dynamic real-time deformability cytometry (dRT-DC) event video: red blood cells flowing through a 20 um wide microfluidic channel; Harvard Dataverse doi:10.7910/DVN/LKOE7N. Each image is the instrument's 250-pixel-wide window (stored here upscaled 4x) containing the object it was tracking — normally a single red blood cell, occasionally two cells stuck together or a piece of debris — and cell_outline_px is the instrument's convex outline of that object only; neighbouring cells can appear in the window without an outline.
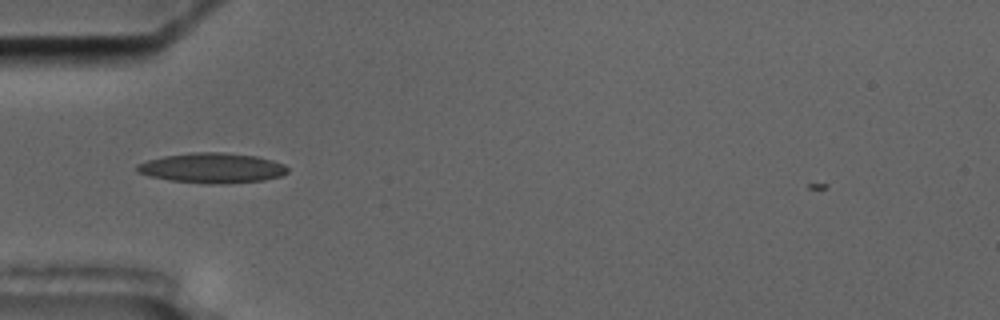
{"species": "common noctule bat (a hibernating species)", "species_latin": "Nyctalus noctula", "temperature_condition": "cold", "stored_images_in_passage": 7, "camera_frame_rate_fps": 3000, "um_per_image_px": 0.085, "animal": {"sex": "male", "body_mass_g": 17.5, "forearm_length_mm": 52.3}, "frame": {"image": 1, "passage_image": 1, "time_ms": 0.0, "image_size_px": [1000, 320], "cell_outline_px": [[288, 172], [280, 176], [264, 180], [220, 184], [208, 184], [172, 180], [152, 176], [136, 172], [136, 164], [148, 160], [164, 156], [192, 152], [224, 152], [256, 156], [272, 160], [284, 164], [288, 168]], "centroid_in_image_um": [18.04, 14.27], "position_along_channel_um": 67.0, "area_um2": 26.3}}
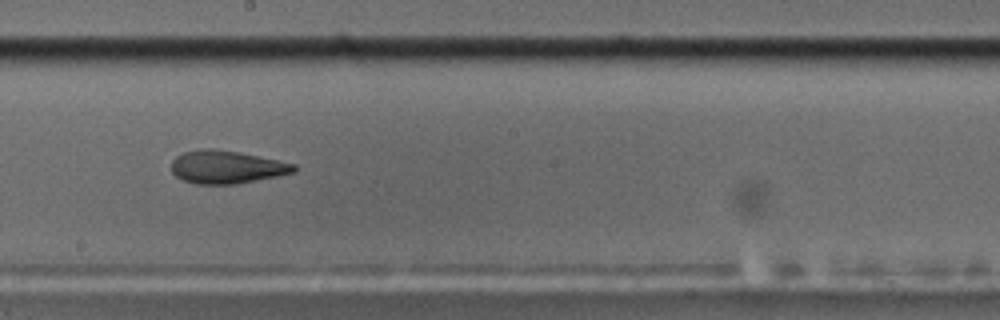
{"frame": {"image": 2, "passage_image": 5, "time_ms": 4.667, "image_size_px": [1000, 320], "cell_outline_px": [[296, 172], [236, 184], [196, 184], [184, 180], [176, 176], [172, 172], [172, 160], [176, 156], [184, 152], [200, 148], [212, 148], [240, 152], [296, 164]], "centroid_in_image_um": [19.25, 14.19], "position_along_channel_um": 229.0, "area_um2": 23.52}}
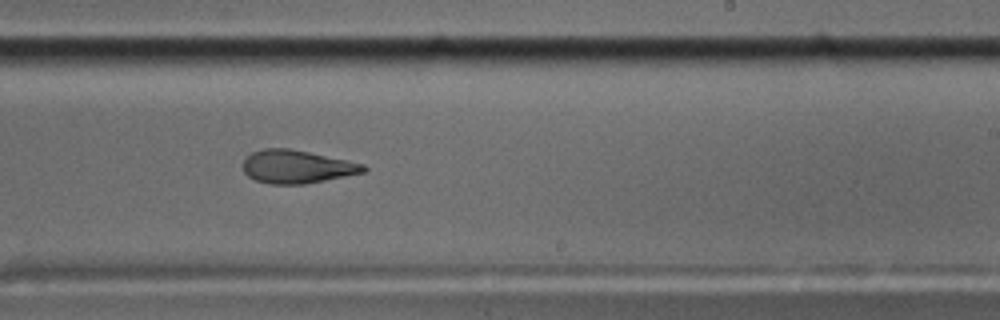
{"frame": {"image": 3, "passage_image": 6, "time_ms": 5.667, "image_size_px": [1000, 320], "cell_outline_px": [[368, 168], [364, 172], [304, 184], [268, 184], [256, 180], [248, 176], [244, 172], [244, 156], [252, 152], [264, 148], [288, 148], [308, 152], [364, 164]], "centroid_in_image_um": [25.18, 14.17], "position_along_channel_um": 263.8, "area_um2": 23.06}}